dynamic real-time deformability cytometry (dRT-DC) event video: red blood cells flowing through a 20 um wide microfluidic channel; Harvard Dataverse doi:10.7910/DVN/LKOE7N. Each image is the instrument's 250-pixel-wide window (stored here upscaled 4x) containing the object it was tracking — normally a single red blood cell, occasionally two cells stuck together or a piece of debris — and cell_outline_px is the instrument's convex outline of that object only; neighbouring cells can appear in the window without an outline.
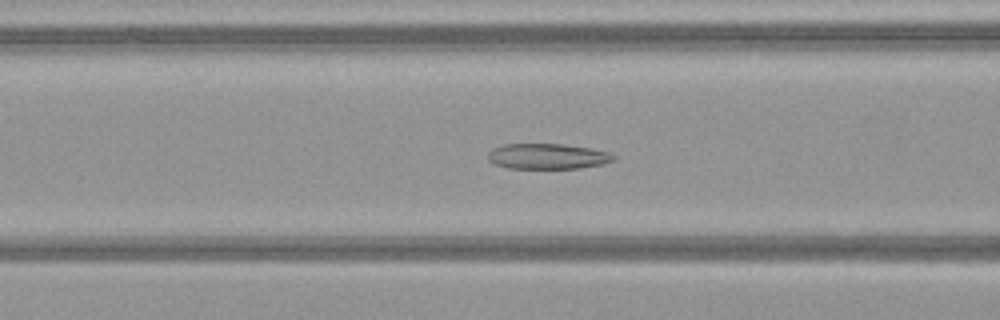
{"species": "common noctule bat (a hibernating species)", "species_latin": "Nyctalus noctula", "temperature_condition": "warm", "stored_images_in_passage": 42, "camera_frame_rate_fps": 3000, "um_per_image_px": 0.085, "animal": {"sex": "female", "body_mass_g": 21.9}, "frame": {"image": 1, "passage_image": 22, "time_ms": 7.0, "image_size_px": [1000, 320], "cell_outline_px": [[616, 160], [604, 164], [580, 168], [508, 168], [496, 164], [488, 160], [488, 152], [492, 148], [504, 144], [564, 144], [592, 148], [608, 152], [616, 156]], "centroid_in_image_um": [46.57, 13.28], "position_along_channel_um": 120.0, "area_um2": 18.79}}
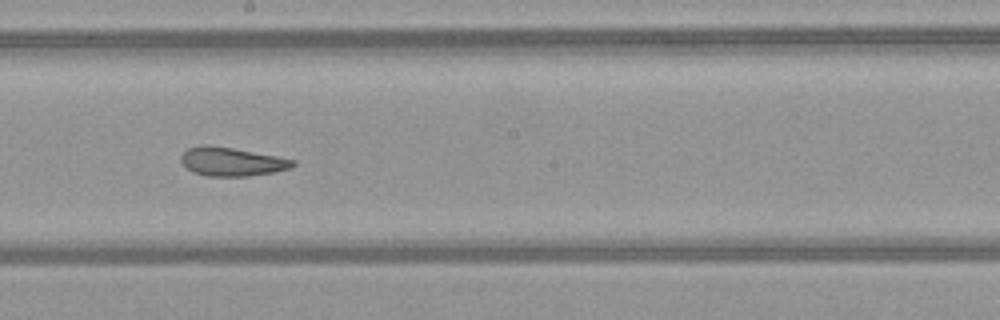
{"frame": {"image": 2, "passage_image": 30, "time_ms": 9.667, "image_size_px": [1000, 320], "cell_outline_px": [[296, 164], [288, 168], [272, 172], [248, 176], [208, 176], [192, 172], [180, 160], [180, 156], [188, 148], [200, 144], [208, 144], [232, 148], [276, 156], [296, 160]], "centroid_in_image_um": [19.66, 13.73], "position_along_channel_um": 228.5, "area_um2": 18.55}}
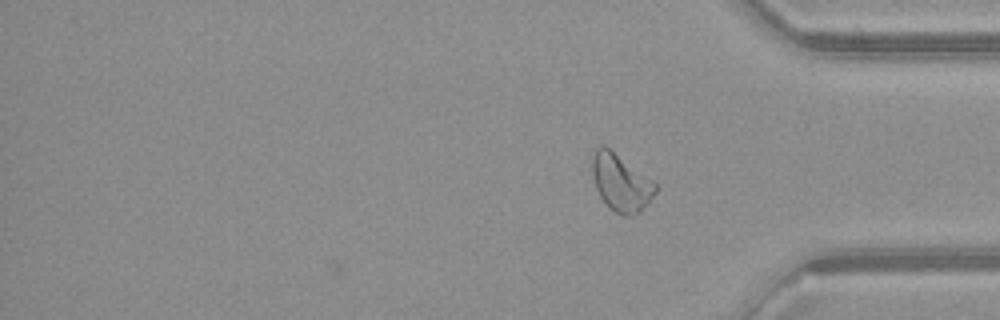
{"frame": {"image": 3, "passage_image": 42, "time_ms": 13.667, "image_size_px": [1000, 320], "cell_outline_px": [[656, 192], [648, 204], [640, 212], [632, 216], [620, 216], [608, 208], [600, 196], [596, 188], [592, 172], [592, 156], [596, 148], [600, 144], [604, 144], [656, 184]], "centroid_in_image_um": [52.75, 15.56], "position_along_channel_um": 382.5, "area_um2": 20.98}, "authors_computed_cell_mechanics": {"area_um2": 20.2878, "velocity_mm_per_s": 4.0536, "shape_relaxation_time_tau1_ms": null, "shape_relaxation_time_tau2_ms": 2.1113, "deformation_change_tau1": null, "deformation_change_tau2": 0.0928}}